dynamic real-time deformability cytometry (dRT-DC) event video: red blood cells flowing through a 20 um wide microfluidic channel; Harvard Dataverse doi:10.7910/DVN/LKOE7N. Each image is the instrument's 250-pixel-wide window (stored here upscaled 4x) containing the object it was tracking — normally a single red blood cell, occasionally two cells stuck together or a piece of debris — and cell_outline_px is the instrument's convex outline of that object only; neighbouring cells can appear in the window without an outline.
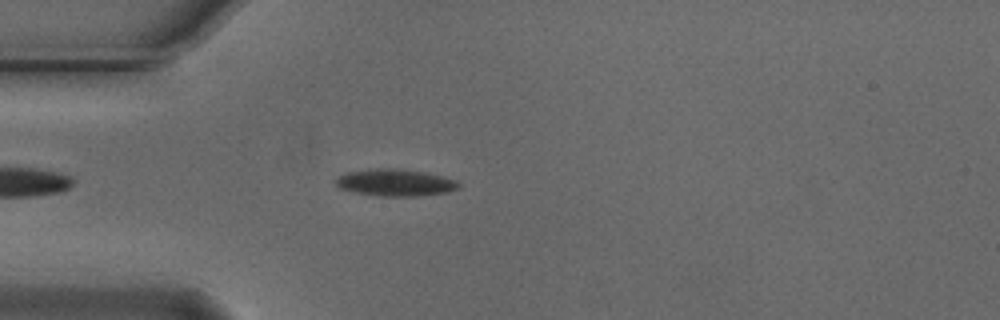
{"species": "Egyptian fruit bat (a non-hibernating species)", "species_latin": "Rousettus aegyptiacus", "temperature_condition": "cold", "stored_images_in_passage": 45, "camera_frame_rate_fps": 3000, "um_per_image_px": 0.085, "animal": {"sex": "male"}, "frame": {"image": 1, "passage_image": 6, "time_ms": 1.667, "image_size_px": [1000, 320], "cell_outline_px": [[460, 188], [448, 192], [420, 196], [384, 196], [356, 192], [340, 188], [336, 184], [336, 180], [340, 176], [348, 172], [376, 168], [392, 168], [424, 172], [456, 180], [460, 184]], "centroid_in_image_um": [33.65, 15.52], "position_along_channel_um": 51.4, "area_um2": 19.02}}
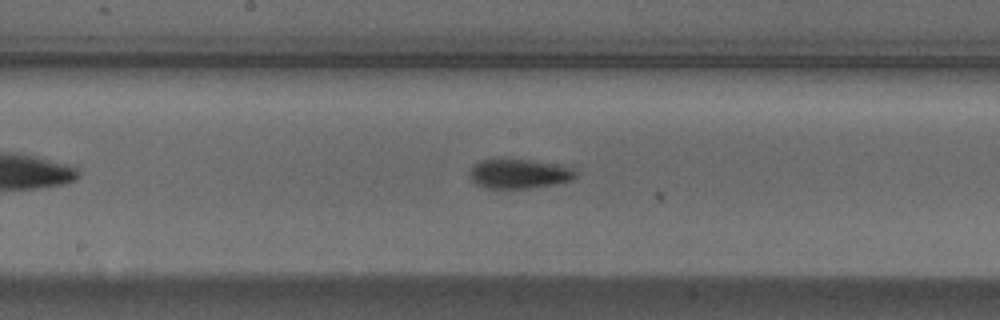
{"frame": {"image": 2, "passage_image": 19, "time_ms": 6.0, "image_size_px": [1000, 320], "cell_outline_px": [[576, 176], [572, 180], [556, 184], [532, 188], [488, 188], [476, 184], [472, 180], [468, 172], [472, 164], [480, 160], [532, 160], [572, 168], [576, 172]], "centroid_in_image_um": [44.09, 14.78], "position_along_channel_um": 204.1, "area_um2": 18.03}}
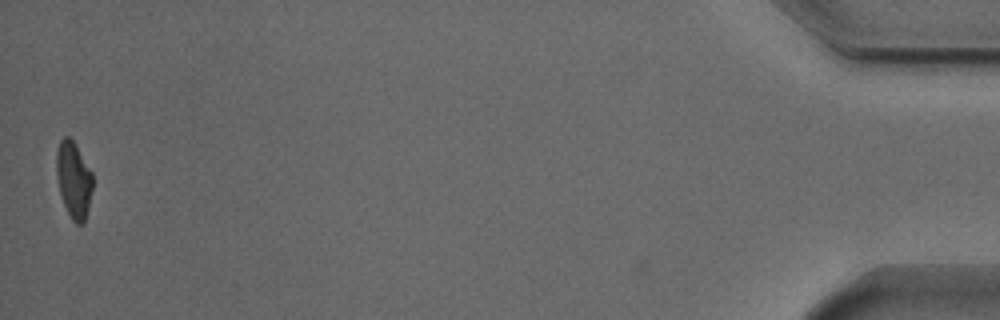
{"frame": {"image": 3, "passage_image": 45, "time_ms": 14.667, "image_size_px": [1000, 320], "cell_outline_px": [[92, 188], [88, 208], [84, 224], [76, 224], [72, 220], [64, 204], [60, 192], [56, 172], [56, 152], [60, 140], [64, 136], [68, 136], [72, 140], [92, 172]], "centroid_in_image_um": [6.25, 15.29], "position_along_channel_um": 428.9, "area_um2": 15.9}, "authors_computed_cell_mechanics": {"area_um2": 17.7446, "velocity_mm_per_s": 3.7384, "shape_relaxation_time_tau1_ms": 2.9904, "shape_relaxation_time_tau2_ms": 6.675, "deformation_change_tau1": 0.1305, "deformation_change_tau2": 0.1187}}